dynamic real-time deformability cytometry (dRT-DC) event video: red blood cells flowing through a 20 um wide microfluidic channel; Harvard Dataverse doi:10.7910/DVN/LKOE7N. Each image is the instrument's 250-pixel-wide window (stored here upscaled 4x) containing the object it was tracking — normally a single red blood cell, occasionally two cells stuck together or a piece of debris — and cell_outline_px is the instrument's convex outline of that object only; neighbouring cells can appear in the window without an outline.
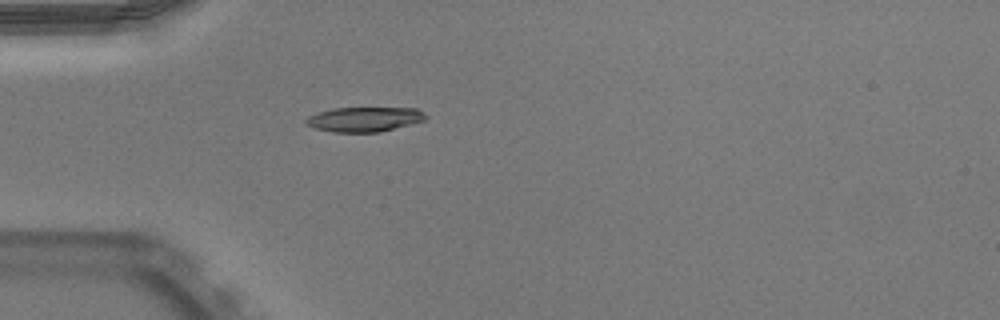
{"species": "Egyptian fruit bat (a non-hibernating species)", "species_latin": "Rousettus aegyptiacus", "temperature_condition": "warm", "stored_images_in_passage": 41, "camera_frame_rate_fps": 3000, "um_per_image_px": 0.085, "animal": {"sex": "male"}, "frame": {"image": 1, "passage_image": 7, "time_ms": 2.0, "image_size_px": [1000, 320], "cell_outline_px": [[428, 116], [424, 120], [380, 132], [332, 132], [312, 128], [304, 124], [304, 120], [308, 116], [332, 108], [416, 108], [424, 112]], "centroid_in_image_um": [30.92, 10.14], "position_along_channel_um": 54.1, "area_um2": 17.28}, "authors_computed_cell_mechanics": {"area_um2": 17.9758, "velocity_mm_per_s": 3.9773, "shape_relaxation_time_tau1_ms": null, "shape_relaxation_time_tau2_ms": 3.2154, "deformation_change_tau1": null, "deformation_change_tau2": 0.1009}}